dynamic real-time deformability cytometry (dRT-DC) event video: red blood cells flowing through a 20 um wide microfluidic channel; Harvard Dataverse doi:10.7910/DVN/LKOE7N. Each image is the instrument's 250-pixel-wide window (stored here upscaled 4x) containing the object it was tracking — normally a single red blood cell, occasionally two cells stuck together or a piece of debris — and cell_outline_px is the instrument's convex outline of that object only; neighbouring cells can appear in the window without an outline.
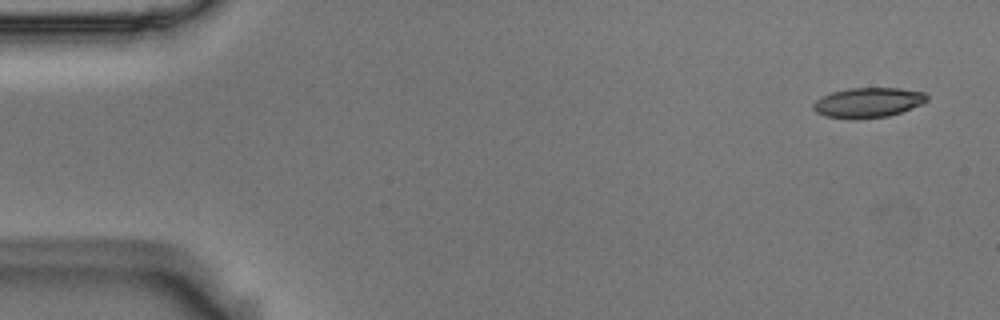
{"species": "Egyptian fruit bat (a non-hibernating species)", "species_latin": "Rousettus aegyptiacus", "temperature_condition": "room temperature", "stored_images_in_passage": 4, "camera_frame_rate_fps": 3000, "um_per_image_px": 0.085, "animal": {"sex": "male"}, "frame": {"image": 1, "passage_image": 1, "time_ms": 0.0, "image_size_px": [1000, 320], "cell_outline_px": [[928, 100], [912, 108], [888, 116], [824, 116], [816, 112], [812, 108], [812, 104], [816, 100], [832, 92], [848, 88], [900, 88], [924, 92], [928, 96]], "centroid_in_image_um": [73.82, 8.67], "position_along_channel_um": 11.2, "area_um2": 19.02}}